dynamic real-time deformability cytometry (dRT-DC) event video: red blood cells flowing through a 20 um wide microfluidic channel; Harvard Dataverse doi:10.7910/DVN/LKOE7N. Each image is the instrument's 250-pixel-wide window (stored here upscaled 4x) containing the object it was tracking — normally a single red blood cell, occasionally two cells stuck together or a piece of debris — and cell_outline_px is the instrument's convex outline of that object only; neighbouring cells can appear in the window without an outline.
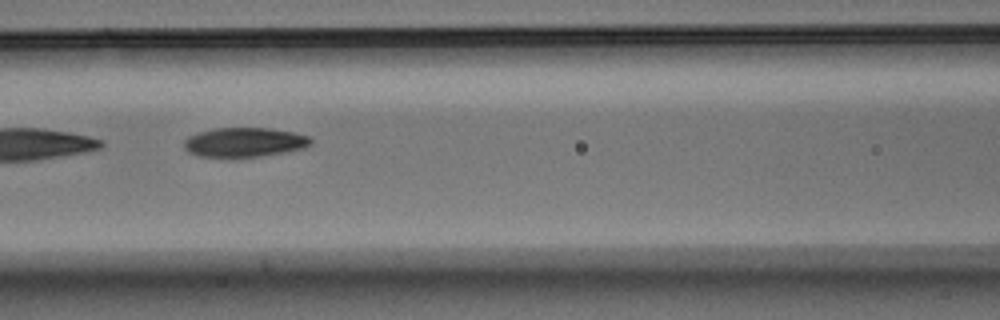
{"species": "Egyptian fruit bat (a non-hibernating species)", "species_latin": "Rousettus aegyptiacus", "temperature_condition": "warm", "stored_images_in_passage": 25, "camera_frame_rate_fps": 3000, "um_per_image_px": 0.085, "animal": {"sex": "male"}, "frame": {"image": 1, "passage_image": 8, "time_ms": 2.333, "image_size_px": [1000, 320], "cell_outline_px": [[312, 144], [304, 148], [284, 152], [260, 156], [200, 156], [188, 152], [184, 148], [184, 140], [188, 136], [196, 132], [216, 128], [268, 128], [292, 132], [312, 136]], "centroid_in_image_um": [20.79, 12.07], "position_along_channel_um": 145.8, "area_um2": 21.62}}
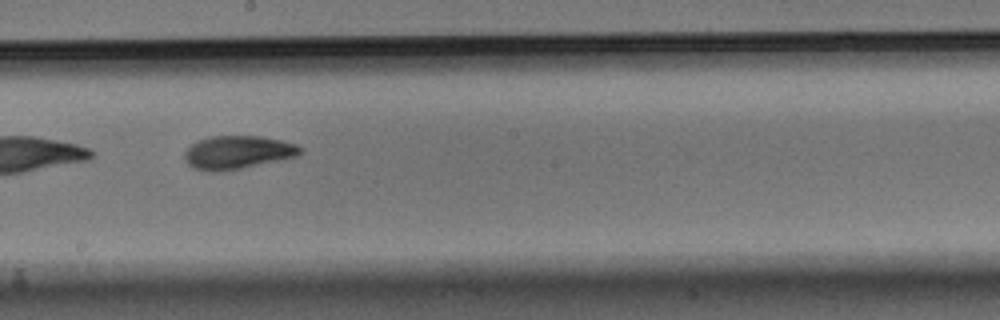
{"frame": {"image": 2, "passage_image": 15, "time_ms": 4.667, "image_size_px": [1000, 320], "cell_outline_px": [[300, 152], [296, 156], [224, 172], [212, 172], [192, 168], [188, 164], [184, 156], [184, 152], [196, 140], [212, 136], [260, 136], [280, 140], [296, 144], [300, 148]], "centroid_in_image_um": [20.13, 12.96], "position_along_channel_um": 228.1, "area_um2": 22.31}}